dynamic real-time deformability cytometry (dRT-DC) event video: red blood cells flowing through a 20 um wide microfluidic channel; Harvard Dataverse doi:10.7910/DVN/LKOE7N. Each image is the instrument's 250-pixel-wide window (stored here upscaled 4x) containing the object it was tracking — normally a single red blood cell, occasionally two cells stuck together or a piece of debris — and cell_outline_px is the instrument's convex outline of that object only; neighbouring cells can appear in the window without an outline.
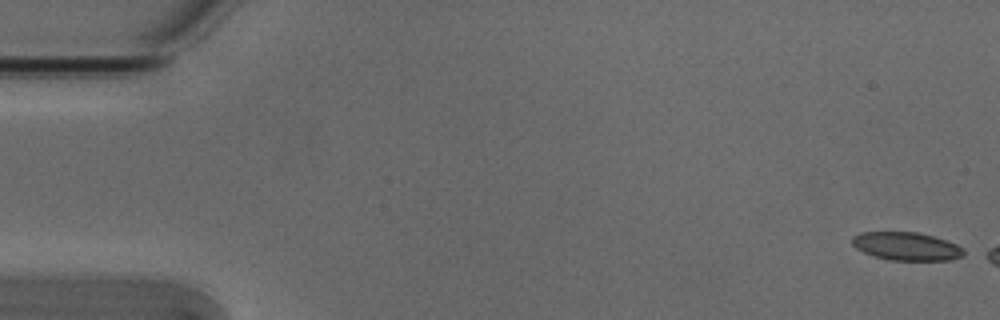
{"species": "Egyptian fruit bat (a non-hibernating species)", "species_latin": "Rousettus aegyptiacus", "temperature_condition": "cold", "stored_images_in_passage": 11, "camera_frame_rate_fps": 3000, "um_per_image_px": 0.085, "animal": {"sex": "male"}, "frame": {"image": 1, "passage_image": 1, "time_ms": 0.0, "image_size_px": [1000, 320], "cell_outline_px": [[964, 256], [948, 260], [888, 260], [872, 256], [856, 248], [852, 244], [852, 236], [860, 232], [916, 232], [932, 236], [956, 244], [964, 248]], "centroid_in_image_um": [77.02, 20.94], "position_along_channel_um": 8.0, "area_um2": 18.32}}